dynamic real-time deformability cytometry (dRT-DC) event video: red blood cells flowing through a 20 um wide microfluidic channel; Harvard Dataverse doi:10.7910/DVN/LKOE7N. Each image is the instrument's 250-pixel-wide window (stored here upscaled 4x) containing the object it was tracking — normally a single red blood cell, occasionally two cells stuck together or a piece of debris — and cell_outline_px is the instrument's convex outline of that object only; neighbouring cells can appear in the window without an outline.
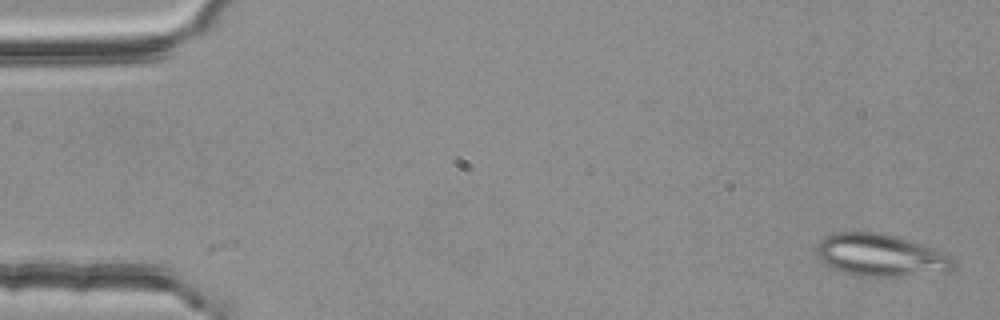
{"species": "common noctule bat (a hibernating species)", "species_latin": "Nyctalus noctula", "temperature_condition": "room temperature", "stored_images_in_passage": 4, "segment_of_instrument_passage": [1, 2], "camera_frame_rate_fps": 3000, "um_per_image_px": 0.085, "animal": {"sex": "female", "body_mass_g": 25.1}, "frame": {"image": 1, "passage_image": 1, "time_ms": 0.0, "image_size_px": [1000, 320], "cell_outline_px": [[956, 264], [948, 272], [900, 276], [860, 276], [844, 272], [824, 264], [816, 256], [816, 248], [820, 240], [828, 236], [840, 232], [880, 232], [896, 236], [932, 248], [952, 256], [956, 260]], "centroid_in_image_um": [74.87, 21.7], "position_along_channel_um": 10.1, "area_um2": 33.7}}